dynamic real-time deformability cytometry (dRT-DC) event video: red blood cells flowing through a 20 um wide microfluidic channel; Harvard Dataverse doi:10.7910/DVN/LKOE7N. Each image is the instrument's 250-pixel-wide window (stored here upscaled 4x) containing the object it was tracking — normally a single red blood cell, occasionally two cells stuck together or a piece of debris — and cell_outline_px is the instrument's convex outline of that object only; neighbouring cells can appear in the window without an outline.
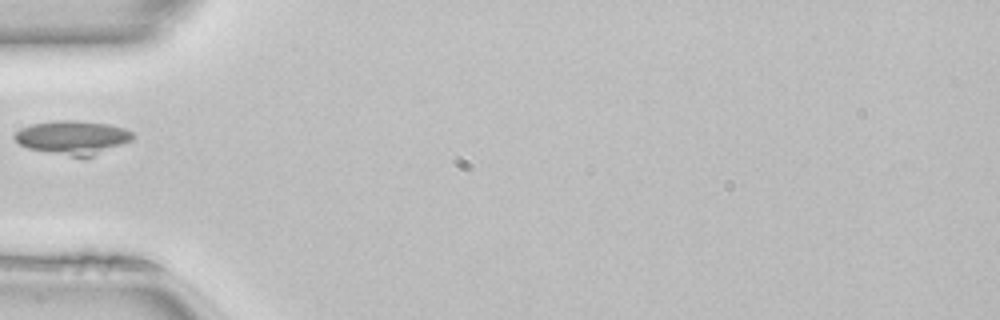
{"species": "common noctule bat (a hibernating species)", "species_latin": "Nyctalus noctula", "temperature_condition": "room temperature", "stored_images_in_passage": 35, "camera_frame_rate_fps": 3000, "um_per_image_px": 0.085, "animal": {"sex": "female", "body_mass_g": 22.7, "forearm_length_mm": 54.2}, "frame": {"image": 1, "passage_image": 1, "time_ms": 0.0, "image_size_px": [1000, 320], "cell_outline_px": [[136, 136], [132, 140], [92, 156], [72, 156], [28, 148], [20, 144], [12, 136], [20, 128], [32, 124], [56, 120], [76, 120], [108, 124], [124, 128], [132, 132]], "centroid_in_image_um": [6.18, 11.66], "position_along_channel_um": 78.8, "area_um2": 22.95}}